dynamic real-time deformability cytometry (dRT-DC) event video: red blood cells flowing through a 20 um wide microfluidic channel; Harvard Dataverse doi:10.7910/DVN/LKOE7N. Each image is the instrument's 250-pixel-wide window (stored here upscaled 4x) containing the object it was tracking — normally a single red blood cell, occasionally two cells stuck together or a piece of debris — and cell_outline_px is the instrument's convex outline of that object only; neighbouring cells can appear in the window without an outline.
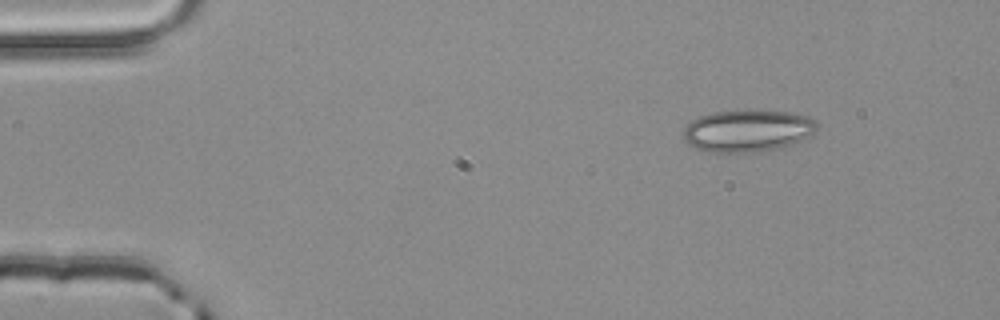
{"species": "common noctule bat (a hibernating species)", "species_latin": "Nyctalus noctula", "temperature_condition": "room temperature", "stored_images_in_passage": 2, "camera_frame_rate_fps": 3000, "um_per_image_px": 0.085, "animal": {"sex": "male", "body_mass_g": 20.4}, "frame": {"image": 1, "passage_image": 1, "time_ms": 0.0, "image_size_px": [1000, 320], "cell_outline_px": [[820, 124], [812, 132], [800, 140], [792, 144], [780, 148], [756, 152], [712, 152], [696, 148], [688, 144], [684, 140], [684, 128], [692, 120], [700, 116], [712, 112], [748, 108], [788, 112], [808, 116], [816, 120]], "centroid_in_image_um": [63.54, 11.08], "position_along_channel_um": 21.5, "area_um2": 33.18}}